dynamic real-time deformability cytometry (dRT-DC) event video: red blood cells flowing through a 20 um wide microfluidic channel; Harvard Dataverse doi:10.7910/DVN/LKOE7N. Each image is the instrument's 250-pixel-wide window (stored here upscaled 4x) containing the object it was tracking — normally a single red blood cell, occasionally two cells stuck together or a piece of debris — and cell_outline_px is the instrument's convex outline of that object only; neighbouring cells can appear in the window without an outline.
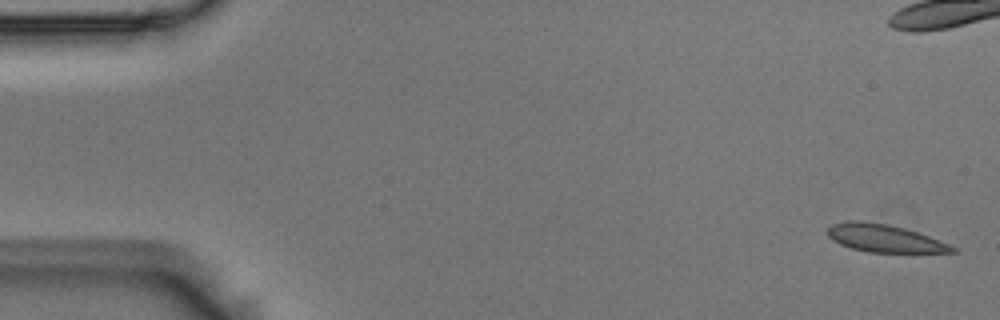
{"species": "Egyptian fruit bat (a non-hibernating species)", "species_latin": "Rousettus aegyptiacus", "temperature_condition": "room temperature", "stored_images_in_passage": 7, "camera_frame_rate_fps": 3000, "um_per_image_px": 0.085, "animal": {"sex": "male"}, "frame": {"image": 1, "passage_image": 1, "time_ms": 0.0, "image_size_px": [1000, 320], "cell_outline_px": [[956, 252], [868, 252], [852, 248], [840, 244], [832, 240], [828, 236], [828, 228], [832, 224], [844, 220], [860, 220], [888, 224], [904, 228], [928, 236], [948, 244], [956, 248]], "centroid_in_image_um": [75.11, 20.24], "position_along_channel_um": 9.9, "area_um2": 19.94}}